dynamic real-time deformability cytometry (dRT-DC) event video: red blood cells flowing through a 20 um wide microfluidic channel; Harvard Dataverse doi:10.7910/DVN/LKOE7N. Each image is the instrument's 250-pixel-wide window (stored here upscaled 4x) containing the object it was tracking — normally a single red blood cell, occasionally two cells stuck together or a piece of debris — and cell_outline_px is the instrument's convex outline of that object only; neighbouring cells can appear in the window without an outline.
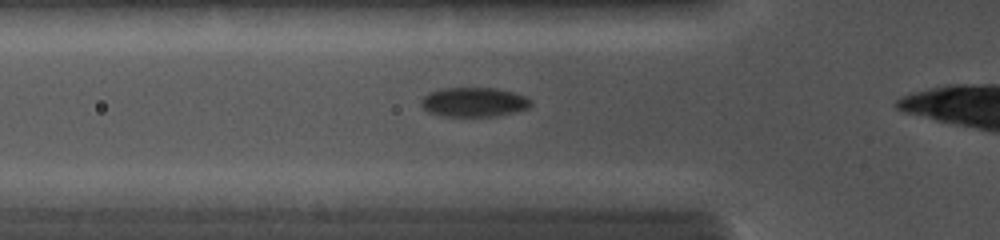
{"species": "common noctule bat (a hibernating species)", "species_latin": "Nyctalus noctula", "temperature_condition": "cold", "stored_images_in_passage": 36, "camera_frame_rate_fps": 5000, "um_per_image_px": 0.085, "animal": {"sex": "female", "body_mass_g": 19.0, "forearm_length_mm": 56.7}, "frame": {"image": 1, "passage_image": 10, "time_ms": 3.0, "image_size_px": [1000, 240], "cell_outline_px": [[532, 104], [528, 108], [496, 116], [440, 116], [428, 112], [420, 104], [420, 100], [428, 92], [440, 88], [496, 88], [528, 96], [532, 100]], "centroid_in_image_um": [40.26, 8.67], "position_along_channel_um": 85.5, "area_um2": 18.96}}
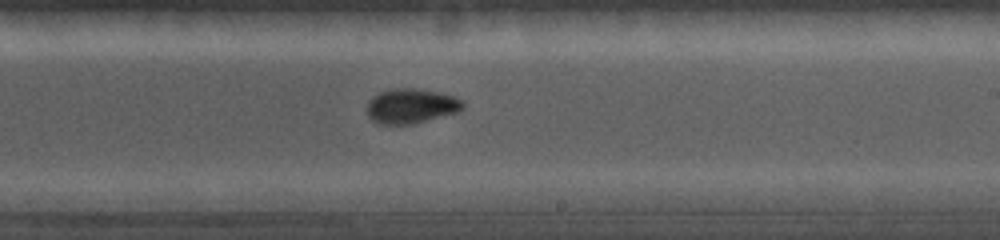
{"frame": {"image": 2, "passage_image": 22, "time_ms": 6.8, "image_size_px": [1000, 240], "cell_outline_px": [[464, 108], [460, 112], [412, 124], [380, 124], [372, 120], [368, 116], [368, 100], [372, 96], [380, 92], [392, 88], [412, 88], [440, 92], [464, 100]], "centroid_in_image_um": [34.97, 9.01], "position_along_channel_um": 254.0, "area_um2": 19.59}}
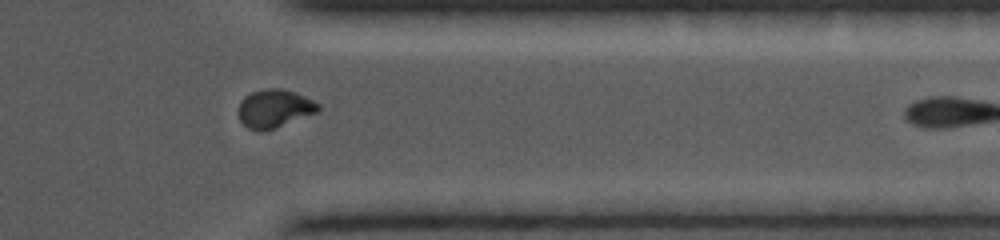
{"frame": {"image": 3, "passage_image": 31, "time_ms": 9.8, "image_size_px": [1000, 240], "cell_outline_px": [[320, 108], [316, 112], [276, 128], [264, 132], [256, 132], [248, 128], [240, 120], [240, 100], [244, 96], [252, 92], [268, 88], [280, 88], [296, 92], [320, 104]], "centroid_in_image_um": [23.32, 9.23], "position_along_channel_um": 388.1, "area_um2": 17.74}}